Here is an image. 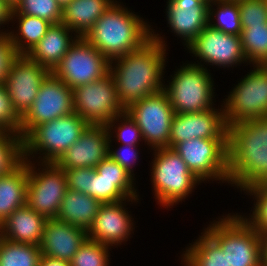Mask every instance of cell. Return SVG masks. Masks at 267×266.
Returning a JSON list of instances; mask_svg holds the SVG:
<instances>
[{
    "label": "cell",
    "mask_w": 267,
    "mask_h": 266,
    "mask_svg": "<svg viewBox=\"0 0 267 266\" xmlns=\"http://www.w3.org/2000/svg\"><path fill=\"white\" fill-rule=\"evenodd\" d=\"M154 30L151 27V38L139 49L110 61L109 74L124 109L164 89L168 45Z\"/></svg>",
    "instance_id": "cell-1"
},
{
    "label": "cell",
    "mask_w": 267,
    "mask_h": 266,
    "mask_svg": "<svg viewBox=\"0 0 267 266\" xmlns=\"http://www.w3.org/2000/svg\"><path fill=\"white\" fill-rule=\"evenodd\" d=\"M228 164L229 185L241 192L267 182V117L228 126Z\"/></svg>",
    "instance_id": "cell-2"
},
{
    "label": "cell",
    "mask_w": 267,
    "mask_h": 266,
    "mask_svg": "<svg viewBox=\"0 0 267 266\" xmlns=\"http://www.w3.org/2000/svg\"><path fill=\"white\" fill-rule=\"evenodd\" d=\"M144 20L116 0L84 38L112 61L139 49L151 38V26Z\"/></svg>",
    "instance_id": "cell-3"
},
{
    "label": "cell",
    "mask_w": 267,
    "mask_h": 266,
    "mask_svg": "<svg viewBox=\"0 0 267 266\" xmlns=\"http://www.w3.org/2000/svg\"><path fill=\"white\" fill-rule=\"evenodd\" d=\"M232 214L213 220L204 231L222 248L229 266H262L260 233L241 214Z\"/></svg>",
    "instance_id": "cell-4"
},
{
    "label": "cell",
    "mask_w": 267,
    "mask_h": 266,
    "mask_svg": "<svg viewBox=\"0 0 267 266\" xmlns=\"http://www.w3.org/2000/svg\"><path fill=\"white\" fill-rule=\"evenodd\" d=\"M88 126L83 118L73 112L33 128L23 138V160L36 158V163H55Z\"/></svg>",
    "instance_id": "cell-5"
},
{
    "label": "cell",
    "mask_w": 267,
    "mask_h": 266,
    "mask_svg": "<svg viewBox=\"0 0 267 266\" xmlns=\"http://www.w3.org/2000/svg\"><path fill=\"white\" fill-rule=\"evenodd\" d=\"M151 183L156 203L172 208L196 189L201 182L172 148L152 149ZM166 206V207H165Z\"/></svg>",
    "instance_id": "cell-6"
},
{
    "label": "cell",
    "mask_w": 267,
    "mask_h": 266,
    "mask_svg": "<svg viewBox=\"0 0 267 266\" xmlns=\"http://www.w3.org/2000/svg\"><path fill=\"white\" fill-rule=\"evenodd\" d=\"M164 84L175 114L195 113L214 108L215 88L207 67L183 63ZM209 70V71H208Z\"/></svg>",
    "instance_id": "cell-7"
},
{
    "label": "cell",
    "mask_w": 267,
    "mask_h": 266,
    "mask_svg": "<svg viewBox=\"0 0 267 266\" xmlns=\"http://www.w3.org/2000/svg\"><path fill=\"white\" fill-rule=\"evenodd\" d=\"M252 67L223 99L227 126L267 117V65Z\"/></svg>",
    "instance_id": "cell-8"
},
{
    "label": "cell",
    "mask_w": 267,
    "mask_h": 266,
    "mask_svg": "<svg viewBox=\"0 0 267 266\" xmlns=\"http://www.w3.org/2000/svg\"><path fill=\"white\" fill-rule=\"evenodd\" d=\"M173 149L201 182L229 184L228 138H194Z\"/></svg>",
    "instance_id": "cell-9"
},
{
    "label": "cell",
    "mask_w": 267,
    "mask_h": 266,
    "mask_svg": "<svg viewBox=\"0 0 267 266\" xmlns=\"http://www.w3.org/2000/svg\"><path fill=\"white\" fill-rule=\"evenodd\" d=\"M35 163L34 160H27L26 204L47 219L56 218L68 190L65 171L55 163Z\"/></svg>",
    "instance_id": "cell-10"
},
{
    "label": "cell",
    "mask_w": 267,
    "mask_h": 266,
    "mask_svg": "<svg viewBox=\"0 0 267 266\" xmlns=\"http://www.w3.org/2000/svg\"><path fill=\"white\" fill-rule=\"evenodd\" d=\"M125 111L137 124L144 143L151 148L149 150L169 148L175 113L164 89L131 104Z\"/></svg>",
    "instance_id": "cell-11"
},
{
    "label": "cell",
    "mask_w": 267,
    "mask_h": 266,
    "mask_svg": "<svg viewBox=\"0 0 267 266\" xmlns=\"http://www.w3.org/2000/svg\"><path fill=\"white\" fill-rule=\"evenodd\" d=\"M73 109L89 125H107L125 112L110 74L72 89Z\"/></svg>",
    "instance_id": "cell-12"
},
{
    "label": "cell",
    "mask_w": 267,
    "mask_h": 266,
    "mask_svg": "<svg viewBox=\"0 0 267 266\" xmlns=\"http://www.w3.org/2000/svg\"><path fill=\"white\" fill-rule=\"evenodd\" d=\"M110 61L84 37L69 47L52 73L71 89L109 74Z\"/></svg>",
    "instance_id": "cell-13"
},
{
    "label": "cell",
    "mask_w": 267,
    "mask_h": 266,
    "mask_svg": "<svg viewBox=\"0 0 267 266\" xmlns=\"http://www.w3.org/2000/svg\"><path fill=\"white\" fill-rule=\"evenodd\" d=\"M73 112L72 89L50 72L41 83L32 107L21 118L19 135L24 138L33 128Z\"/></svg>",
    "instance_id": "cell-14"
},
{
    "label": "cell",
    "mask_w": 267,
    "mask_h": 266,
    "mask_svg": "<svg viewBox=\"0 0 267 266\" xmlns=\"http://www.w3.org/2000/svg\"><path fill=\"white\" fill-rule=\"evenodd\" d=\"M186 48L196 59L198 57L200 61L197 60V64L190 62L198 66L206 67L207 64L225 69L236 68L242 63L248 64L242 49L241 36L224 33L209 25L184 49Z\"/></svg>",
    "instance_id": "cell-15"
},
{
    "label": "cell",
    "mask_w": 267,
    "mask_h": 266,
    "mask_svg": "<svg viewBox=\"0 0 267 266\" xmlns=\"http://www.w3.org/2000/svg\"><path fill=\"white\" fill-rule=\"evenodd\" d=\"M50 71L27 55H18L3 82L12 106L22 118L32 107L43 80Z\"/></svg>",
    "instance_id": "cell-16"
},
{
    "label": "cell",
    "mask_w": 267,
    "mask_h": 266,
    "mask_svg": "<svg viewBox=\"0 0 267 266\" xmlns=\"http://www.w3.org/2000/svg\"><path fill=\"white\" fill-rule=\"evenodd\" d=\"M138 198H128L120 202L102 203L98 210L97 216L87 231L89 239L107 245L117 247L128 241L132 235L134 222L132 214L126 210V202L130 204L137 203ZM125 206V207H124ZM132 217V218H131Z\"/></svg>",
    "instance_id": "cell-17"
},
{
    "label": "cell",
    "mask_w": 267,
    "mask_h": 266,
    "mask_svg": "<svg viewBox=\"0 0 267 266\" xmlns=\"http://www.w3.org/2000/svg\"><path fill=\"white\" fill-rule=\"evenodd\" d=\"M195 113L175 114L171 123L169 148L194 138H228L224 107Z\"/></svg>",
    "instance_id": "cell-18"
},
{
    "label": "cell",
    "mask_w": 267,
    "mask_h": 266,
    "mask_svg": "<svg viewBox=\"0 0 267 266\" xmlns=\"http://www.w3.org/2000/svg\"><path fill=\"white\" fill-rule=\"evenodd\" d=\"M109 140L106 125H89L55 164L62 169L85 167L95 169L108 156Z\"/></svg>",
    "instance_id": "cell-19"
},
{
    "label": "cell",
    "mask_w": 267,
    "mask_h": 266,
    "mask_svg": "<svg viewBox=\"0 0 267 266\" xmlns=\"http://www.w3.org/2000/svg\"><path fill=\"white\" fill-rule=\"evenodd\" d=\"M166 19L171 32L188 46L208 25V6L201 0H167Z\"/></svg>",
    "instance_id": "cell-20"
},
{
    "label": "cell",
    "mask_w": 267,
    "mask_h": 266,
    "mask_svg": "<svg viewBox=\"0 0 267 266\" xmlns=\"http://www.w3.org/2000/svg\"><path fill=\"white\" fill-rule=\"evenodd\" d=\"M87 238V231L80 227L47 219L39 248L42 255L70 262Z\"/></svg>",
    "instance_id": "cell-21"
},
{
    "label": "cell",
    "mask_w": 267,
    "mask_h": 266,
    "mask_svg": "<svg viewBox=\"0 0 267 266\" xmlns=\"http://www.w3.org/2000/svg\"><path fill=\"white\" fill-rule=\"evenodd\" d=\"M77 38L63 23L52 24L27 56L52 72Z\"/></svg>",
    "instance_id": "cell-22"
},
{
    "label": "cell",
    "mask_w": 267,
    "mask_h": 266,
    "mask_svg": "<svg viewBox=\"0 0 267 266\" xmlns=\"http://www.w3.org/2000/svg\"><path fill=\"white\" fill-rule=\"evenodd\" d=\"M47 218L27 204L15 210L0 225V237L13 242L40 245Z\"/></svg>",
    "instance_id": "cell-23"
},
{
    "label": "cell",
    "mask_w": 267,
    "mask_h": 266,
    "mask_svg": "<svg viewBox=\"0 0 267 266\" xmlns=\"http://www.w3.org/2000/svg\"><path fill=\"white\" fill-rule=\"evenodd\" d=\"M116 0H71L62 9L63 23L78 37H84Z\"/></svg>",
    "instance_id": "cell-24"
},
{
    "label": "cell",
    "mask_w": 267,
    "mask_h": 266,
    "mask_svg": "<svg viewBox=\"0 0 267 266\" xmlns=\"http://www.w3.org/2000/svg\"><path fill=\"white\" fill-rule=\"evenodd\" d=\"M28 184L27 160L0 176V225L15 210L26 205Z\"/></svg>",
    "instance_id": "cell-25"
},
{
    "label": "cell",
    "mask_w": 267,
    "mask_h": 266,
    "mask_svg": "<svg viewBox=\"0 0 267 266\" xmlns=\"http://www.w3.org/2000/svg\"><path fill=\"white\" fill-rule=\"evenodd\" d=\"M101 204L94 197L68 189L62 199L56 219L88 231Z\"/></svg>",
    "instance_id": "cell-26"
},
{
    "label": "cell",
    "mask_w": 267,
    "mask_h": 266,
    "mask_svg": "<svg viewBox=\"0 0 267 266\" xmlns=\"http://www.w3.org/2000/svg\"><path fill=\"white\" fill-rule=\"evenodd\" d=\"M14 21L18 23L17 30L8 31V35L18 55H27L52 25L45 19L19 12H12L11 22Z\"/></svg>",
    "instance_id": "cell-27"
},
{
    "label": "cell",
    "mask_w": 267,
    "mask_h": 266,
    "mask_svg": "<svg viewBox=\"0 0 267 266\" xmlns=\"http://www.w3.org/2000/svg\"><path fill=\"white\" fill-rule=\"evenodd\" d=\"M134 182H136L135 179L104 178L96 169L92 168L89 196L101 203H114L128 198H138L139 193Z\"/></svg>",
    "instance_id": "cell-28"
},
{
    "label": "cell",
    "mask_w": 267,
    "mask_h": 266,
    "mask_svg": "<svg viewBox=\"0 0 267 266\" xmlns=\"http://www.w3.org/2000/svg\"><path fill=\"white\" fill-rule=\"evenodd\" d=\"M185 248L181 255L184 266H229L222 248L205 232Z\"/></svg>",
    "instance_id": "cell-29"
},
{
    "label": "cell",
    "mask_w": 267,
    "mask_h": 266,
    "mask_svg": "<svg viewBox=\"0 0 267 266\" xmlns=\"http://www.w3.org/2000/svg\"><path fill=\"white\" fill-rule=\"evenodd\" d=\"M208 25L224 33L241 35L238 0H221L210 3L208 6Z\"/></svg>",
    "instance_id": "cell-30"
},
{
    "label": "cell",
    "mask_w": 267,
    "mask_h": 266,
    "mask_svg": "<svg viewBox=\"0 0 267 266\" xmlns=\"http://www.w3.org/2000/svg\"><path fill=\"white\" fill-rule=\"evenodd\" d=\"M41 256L36 244L13 242L0 237V266H38Z\"/></svg>",
    "instance_id": "cell-31"
},
{
    "label": "cell",
    "mask_w": 267,
    "mask_h": 266,
    "mask_svg": "<svg viewBox=\"0 0 267 266\" xmlns=\"http://www.w3.org/2000/svg\"><path fill=\"white\" fill-rule=\"evenodd\" d=\"M240 36L248 65H267V24L245 26Z\"/></svg>",
    "instance_id": "cell-32"
},
{
    "label": "cell",
    "mask_w": 267,
    "mask_h": 266,
    "mask_svg": "<svg viewBox=\"0 0 267 266\" xmlns=\"http://www.w3.org/2000/svg\"><path fill=\"white\" fill-rule=\"evenodd\" d=\"M23 161V138L19 133L0 130V176Z\"/></svg>",
    "instance_id": "cell-33"
},
{
    "label": "cell",
    "mask_w": 267,
    "mask_h": 266,
    "mask_svg": "<svg viewBox=\"0 0 267 266\" xmlns=\"http://www.w3.org/2000/svg\"><path fill=\"white\" fill-rule=\"evenodd\" d=\"M106 127L109 139L114 138L118 144L138 146L143 142L140 129L126 111L114 117Z\"/></svg>",
    "instance_id": "cell-34"
},
{
    "label": "cell",
    "mask_w": 267,
    "mask_h": 266,
    "mask_svg": "<svg viewBox=\"0 0 267 266\" xmlns=\"http://www.w3.org/2000/svg\"><path fill=\"white\" fill-rule=\"evenodd\" d=\"M253 197L254 206L250 216L241 215L260 234H267V182L248 187L243 191ZM256 200V201H255ZM249 217V218H248Z\"/></svg>",
    "instance_id": "cell-35"
},
{
    "label": "cell",
    "mask_w": 267,
    "mask_h": 266,
    "mask_svg": "<svg viewBox=\"0 0 267 266\" xmlns=\"http://www.w3.org/2000/svg\"><path fill=\"white\" fill-rule=\"evenodd\" d=\"M110 249L111 247L107 245L87 238L70 264L71 266H110Z\"/></svg>",
    "instance_id": "cell-36"
},
{
    "label": "cell",
    "mask_w": 267,
    "mask_h": 266,
    "mask_svg": "<svg viewBox=\"0 0 267 266\" xmlns=\"http://www.w3.org/2000/svg\"><path fill=\"white\" fill-rule=\"evenodd\" d=\"M12 12L39 17L52 24L61 23L62 19V9L56 0H19Z\"/></svg>",
    "instance_id": "cell-37"
},
{
    "label": "cell",
    "mask_w": 267,
    "mask_h": 266,
    "mask_svg": "<svg viewBox=\"0 0 267 266\" xmlns=\"http://www.w3.org/2000/svg\"><path fill=\"white\" fill-rule=\"evenodd\" d=\"M241 28L267 24V3L265 0H238Z\"/></svg>",
    "instance_id": "cell-38"
},
{
    "label": "cell",
    "mask_w": 267,
    "mask_h": 266,
    "mask_svg": "<svg viewBox=\"0 0 267 266\" xmlns=\"http://www.w3.org/2000/svg\"><path fill=\"white\" fill-rule=\"evenodd\" d=\"M21 117L16 113L3 83H0V130L19 133Z\"/></svg>",
    "instance_id": "cell-39"
},
{
    "label": "cell",
    "mask_w": 267,
    "mask_h": 266,
    "mask_svg": "<svg viewBox=\"0 0 267 266\" xmlns=\"http://www.w3.org/2000/svg\"><path fill=\"white\" fill-rule=\"evenodd\" d=\"M113 140L114 139L109 140L108 156L122 166L129 175L136 179L133 169L135 164H138L136 162L139 160L138 156L140 153H138L139 149L137 148L139 146L120 144L121 146L116 149L114 148V145H111ZM112 146L115 150L112 149Z\"/></svg>",
    "instance_id": "cell-40"
},
{
    "label": "cell",
    "mask_w": 267,
    "mask_h": 266,
    "mask_svg": "<svg viewBox=\"0 0 267 266\" xmlns=\"http://www.w3.org/2000/svg\"><path fill=\"white\" fill-rule=\"evenodd\" d=\"M63 170L67 178L68 189L89 195V183L90 177H92L91 167Z\"/></svg>",
    "instance_id": "cell-41"
},
{
    "label": "cell",
    "mask_w": 267,
    "mask_h": 266,
    "mask_svg": "<svg viewBox=\"0 0 267 266\" xmlns=\"http://www.w3.org/2000/svg\"><path fill=\"white\" fill-rule=\"evenodd\" d=\"M18 56L8 33H0V83L5 81L12 61Z\"/></svg>",
    "instance_id": "cell-42"
},
{
    "label": "cell",
    "mask_w": 267,
    "mask_h": 266,
    "mask_svg": "<svg viewBox=\"0 0 267 266\" xmlns=\"http://www.w3.org/2000/svg\"><path fill=\"white\" fill-rule=\"evenodd\" d=\"M104 178L134 179L127 171L109 156L105 157L95 168Z\"/></svg>",
    "instance_id": "cell-43"
},
{
    "label": "cell",
    "mask_w": 267,
    "mask_h": 266,
    "mask_svg": "<svg viewBox=\"0 0 267 266\" xmlns=\"http://www.w3.org/2000/svg\"><path fill=\"white\" fill-rule=\"evenodd\" d=\"M12 10L13 7L6 1V0H0V33H8V30H5L3 28L1 30V26L4 25H9L11 22V17H12Z\"/></svg>",
    "instance_id": "cell-44"
},
{
    "label": "cell",
    "mask_w": 267,
    "mask_h": 266,
    "mask_svg": "<svg viewBox=\"0 0 267 266\" xmlns=\"http://www.w3.org/2000/svg\"><path fill=\"white\" fill-rule=\"evenodd\" d=\"M38 266H71L69 261L42 255Z\"/></svg>",
    "instance_id": "cell-45"
},
{
    "label": "cell",
    "mask_w": 267,
    "mask_h": 266,
    "mask_svg": "<svg viewBox=\"0 0 267 266\" xmlns=\"http://www.w3.org/2000/svg\"><path fill=\"white\" fill-rule=\"evenodd\" d=\"M261 236L262 266H267V234Z\"/></svg>",
    "instance_id": "cell-46"
},
{
    "label": "cell",
    "mask_w": 267,
    "mask_h": 266,
    "mask_svg": "<svg viewBox=\"0 0 267 266\" xmlns=\"http://www.w3.org/2000/svg\"><path fill=\"white\" fill-rule=\"evenodd\" d=\"M71 0H56L57 4L63 9Z\"/></svg>",
    "instance_id": "cell-47"
},
{
    "label": "cell",
    "mask_w": 267,
    "mask_h": 266,
    "mask_svg": "<svg viewBox=\"0 0 267 266\" xmlns=\"http://www.w3.org/2000/svg\"><path fill=\"white\" fill-rule=\"evenodd\" d=\"M12 7L16 5L19 0H6Z\"/></svg>",
    "instance_id": "cell-48"
},
{
    "label": "cell",
    "mask_w": 267,
    "mask_h": 266,
    "mask_svg": "<svg viewBox=\"0 0 267 266\" xmlns=\"http://www.w3.org/2000/svg\"><path fill=\"white\" fill-rule=\"evenodd\" d=\"M203 3H206L207 5H209L210 3H213V2H218V1H221V0H201Z\"/></svg>",
    "instance_id": "cell-49"
}]
</instances>
